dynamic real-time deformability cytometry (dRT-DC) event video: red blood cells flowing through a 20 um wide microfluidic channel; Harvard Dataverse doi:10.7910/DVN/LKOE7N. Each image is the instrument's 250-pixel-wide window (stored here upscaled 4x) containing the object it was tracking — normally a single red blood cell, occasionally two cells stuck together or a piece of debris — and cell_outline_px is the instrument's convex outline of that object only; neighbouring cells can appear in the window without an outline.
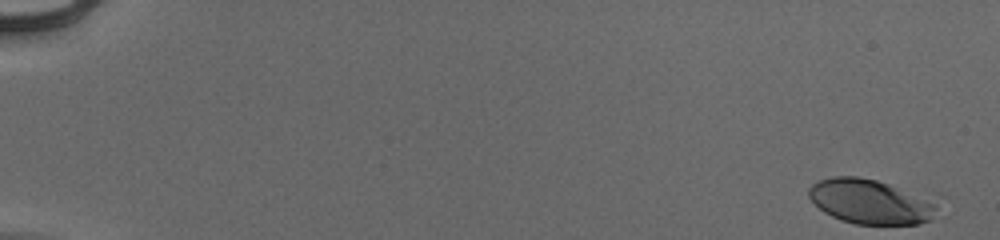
{"species": "human", "species_latin": "Homo sapiens", "temperature_condition": "cold", "stored_images_in_passage": 54, "camera_frame_rate_fps": 3000, "um_per_image_px": 0.085, "donor": {"sex": "male"}, "frame": {"image": 1, "passage_image": 1, "time_ms": 0.0, "image_size_px": [1000, 240], "cell_outline_px": [[936, 208], [928, 220], [920, 224], [856, 224], [840, 220], [824, 212], [808, 196], [808, 188], [812, 184], [820, 180], [832, 176], [856, 176], [876, 180], [888, 184], [936, 204]], "centroid_in_image_um": [73.85, 17.14], "position_along_channel_um": 11.1, "area_um2": 32.37}}
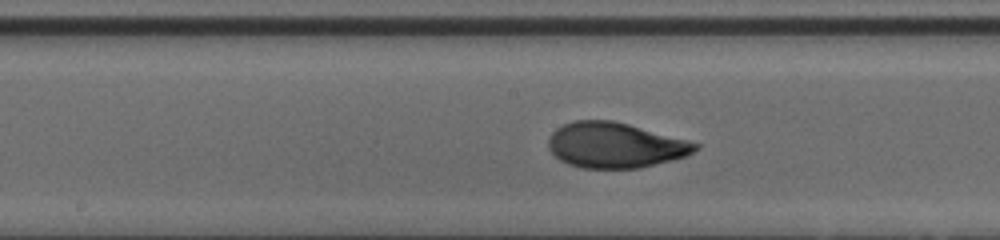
{"frame": {"image": 2, "passage_image": 30, "time_ms": 9.667, "image_size_px": [1000, 240], "cell_outline_px": [[700, 148], [684, 156], [672, 160], [640, 168], [580, 168], [568, 164], [560, 160], [548, 148], [548, 136], [556, 128], [564, 124], [576, 120], [612, 120], [628, 124], [688, 140], [700, 144]], "centroid_in_image_um": [52.26, 12.34], "position_along_channel_um": 195.9, "area_um2": 38.78}}
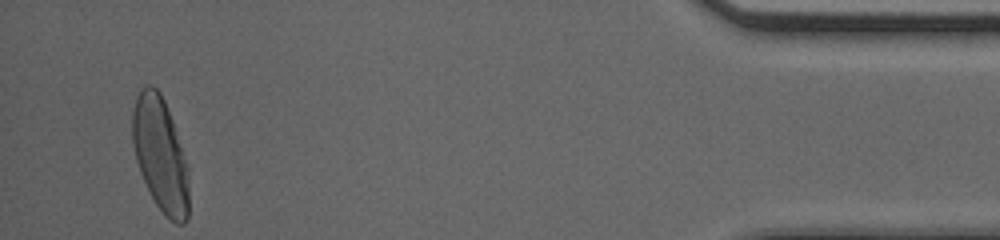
{"frame": {"image": 3, "passage_image": 52, "time_ms": 17.0, "image_size_px": [1000, 240], "cell_outline_px": [[188, 220], [184, 224], [176, 224], [168, 220], [164, 216], [156, 204], [140, 172], [136, 160], [132, 140], [132, 112], [136, 96], [140, 88], [144, 84], [152, 84], [160, 92], [164, 100], [172, 120], [188, 168]], "centroid_in_image_um": [13.62, 13.13], "position_along_channel_um": 421.6, "area_um2": 37.63}, "authors_computed_cell_mechanics": {"area_um2": 37.7723, "velocity_mm_per_s": 3.9421, "shape_relaxation_time_tau1_ms": 3.4649, "shape_relaxation_time_tau2_ms": null, "deformation_change_tau1": 0.1903, "deformation_change_tau2": null}}